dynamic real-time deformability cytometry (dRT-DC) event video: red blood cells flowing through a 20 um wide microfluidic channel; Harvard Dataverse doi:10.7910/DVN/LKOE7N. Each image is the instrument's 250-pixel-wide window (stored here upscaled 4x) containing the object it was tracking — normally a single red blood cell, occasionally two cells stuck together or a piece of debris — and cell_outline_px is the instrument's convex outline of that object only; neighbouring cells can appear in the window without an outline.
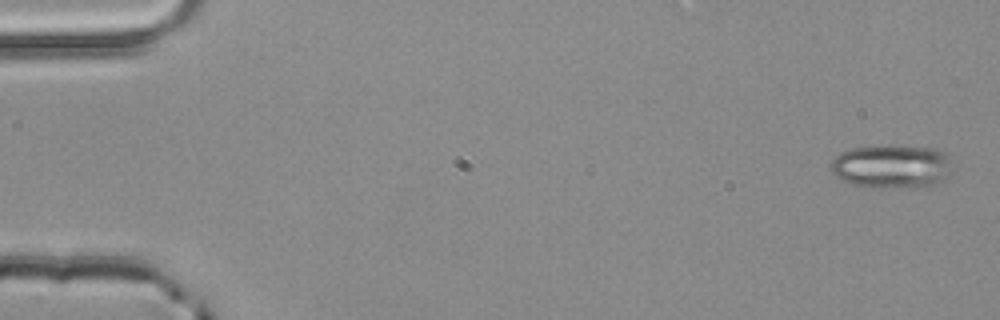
{"species": "common noctule bat (a hibernating species)", "species_latin": "Nyctalus noctula", "temperature_condition": "room temperature", "stored_images_in_passage": 4, "camera_frame_rate_fps": 3000, "um_per_image_px": 0.085, "animal": {"sex": "male", "body_mass_g": 20.4}, "frame": {"image": 1, "passage_image": 1, "time_ms": 0.0, "image_size_px": [1000, 320], "cell_outline_px": [[948, 172], [940, 180], [932, 184], [856, 184], [844, 180], [836, 176], [828, 168], [832, 160], [840, 152], [852, 148], [876, 144], [888, 144], [936, 148], [948, 152]], "centroid_in_image_um": [75.72, 14.01], "position_along_channel_um": 9.3, "area_um2": 29.54}}